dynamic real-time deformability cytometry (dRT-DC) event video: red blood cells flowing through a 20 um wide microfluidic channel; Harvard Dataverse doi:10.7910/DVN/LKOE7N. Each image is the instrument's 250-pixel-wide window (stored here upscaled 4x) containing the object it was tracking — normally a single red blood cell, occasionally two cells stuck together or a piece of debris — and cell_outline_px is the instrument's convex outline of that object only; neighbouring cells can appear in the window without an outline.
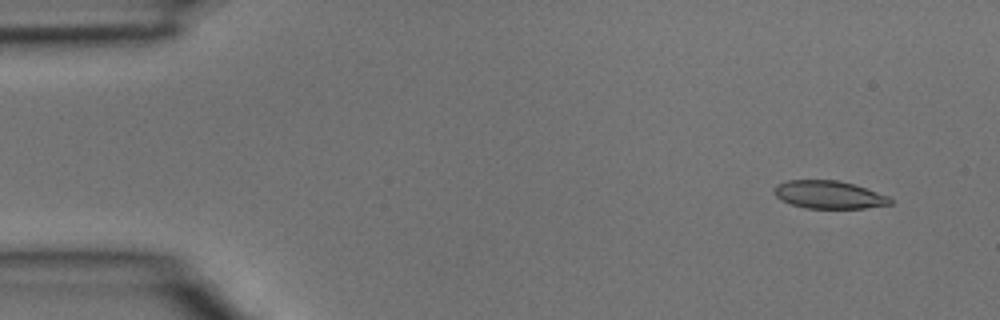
{"species": "common noctule bat (a hibernating species)", "species_latin": "Nyctalus noctula", "temperature_condition": "room temperature", "stored_images_in_passage": 4, "camera_frame_rate_fps": 3000, "um_per_image_px": 0.085, "animal": {"sex": "male", "body_mass_g": 15.6}, "frame": {"image": 1, "passage_image": 1, "time_ms": 0.0, "image_size_px": [1000, 320], "cell_outline_px": [[892, 204], [864, 208], [804, 208], [780, 200], [772, 192], [776, 184], [788, 180], [840, 180], [888, 196], [892, 200]], "centroid_in_image_um": [70.41, 16.55], "position_along_channel_um": 14.6, "area_um2": 18.79}}
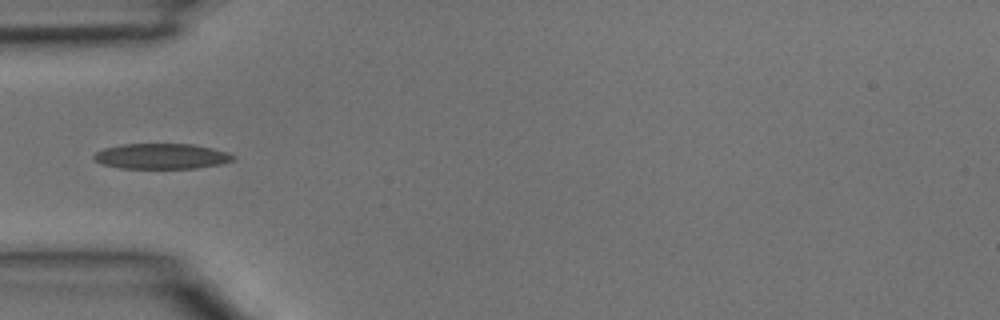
{"frame": {"image": 2, "passage_image": 4, "time_ms": 1.0, "image_size_px": [1000, 320], "cell_outline_px": [[236, 156], [232, 160], [224, 164], [196, 168], [120, 168], [100, 164], [92, 156], [96, 152], [104, 148], [120, 144], [192, 144], [212, 148], [228, 152]], "centroid_in_image_um": [13.73, 13.28], "position_along_channel_um": 71.3, "area_um2": 20.75}}